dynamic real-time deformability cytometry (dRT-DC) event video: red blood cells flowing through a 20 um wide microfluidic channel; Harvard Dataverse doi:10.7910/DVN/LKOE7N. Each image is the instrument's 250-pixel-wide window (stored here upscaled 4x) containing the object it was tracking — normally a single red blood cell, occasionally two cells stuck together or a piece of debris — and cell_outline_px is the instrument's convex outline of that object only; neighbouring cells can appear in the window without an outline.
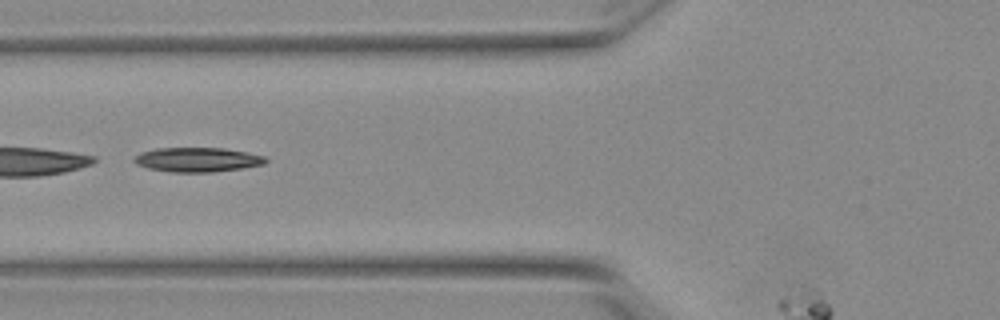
{"species": "Egyptian fruit bat (a non-hibernating species)", "species_latin": "Rousettus aegyptiacus", "temperature_condition": "warm", "stored_images_in_passage": 52, "segment_of_instrument_passage": [2, 2], "camera_frame_rate_fps": 3000, "um_per_image_px": 0.085, "animal": {"sex": "female"}, "frame": {"image": 1, "passage_image": 21, "time_ms": 6.667, "image_size_px": [1000, 320], "cell_outline_px": [[268, 160], [264, 164], [240, 168], [212, 172], [172, 172], [148, 168], [136, 164], [132, 160], [140, 152], [156, 148], [224, 148], [264, 156]], "centroid_in_image_um": [16.74, 13.57], "position_along_channel_um": 109.1, "area_um2": 18.55}}
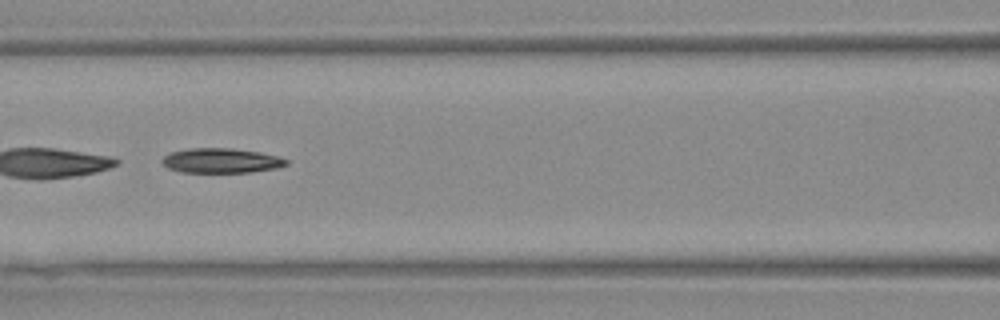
{"frame": {"image": 2, "passage_image": 24, "time_ms": 7.667, "image_size_px": [1000, 320], "cell_outline_px": [[288, 164], [276, 168], [252, 172], [180, 172], [168, 168], [160, 160], [168, 152], [188, 148], [232, 148], [260, 152], [276, 156], [288, 160]], "centroid_in_image_um": [18.76, 13.64], "position_along_channel_um": 147.8, "area_um2": 17.98}}
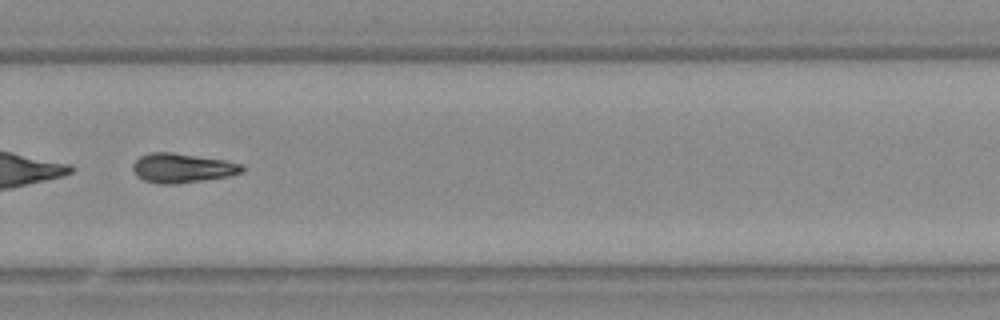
{"frame": {"image": 3, "passage_image": 37, "time_ms": 12.0, "image_size_px": [1000, 320], "cell_outline_px": [[244, 172], [232, 176], [176, 184], [156, 184], [144, 180], [136, 176], [132, 168], [132, 164], [140, 156], [152, 152], [172, 152], [224, 160], [244, 164]], "centroid_in_image_um": [15.51, 14.29], "position_along_channel_um": 314.3, "area_um2": 18.96}}